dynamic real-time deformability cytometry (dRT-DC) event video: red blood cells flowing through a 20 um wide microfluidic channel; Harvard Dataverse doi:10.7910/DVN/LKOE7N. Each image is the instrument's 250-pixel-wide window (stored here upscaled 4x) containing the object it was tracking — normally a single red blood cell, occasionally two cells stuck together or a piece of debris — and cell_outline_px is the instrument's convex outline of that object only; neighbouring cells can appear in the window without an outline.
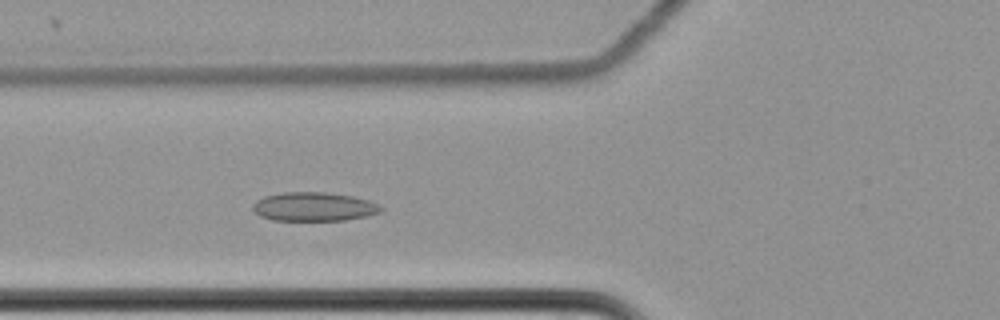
{"species": "common noctule bat (a hibernating species)", "species_latin": "Nyctalus noctula", "temperature_condition": "cold", "stored_images_in_passage": 55, "camera_frame_rate_fps": 3000, "um_per_image_px": 0.085, "animal": {"sex": "female", "body_mass_g": 22.7, "forearm_length_mm": 54.2}, "frame": {"image": 1, "passage_image": 18, "time_ms": 5.667, "image_size_px": [1000, 320], "cell_outline_px": [[384, 208], [380, 212], [368, 216], [344, 220], [272, 220], [260, 216], [252, 208], [252, 204], [256, 200], [264, 196], [284, 192], [324, 192], [352, 196], [368, 200], [380, 204]], "centroid_in_image_um": [26.69, 17.56], "position_along_channel_um": 99.1, "area_um2": 21.62}}
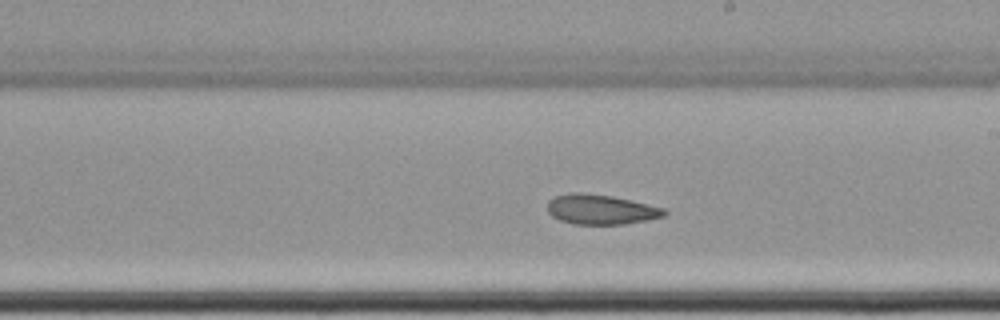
{"frame": {"image": 2, "passage_image": 30, "time_ms": 9.667, "image_size_px": [1000, 320], "cell_outline_px": [[668, 212], [664, 216], [648, 220], [624, 224], [572, 224], [560, 220], [552, 216], [548, 212], [548, 200], [556, 196], [568, 192], [580, 192], [612, 196], [632, 200], [664, 208]], "centroid_in_image_um": [51.07, 17.8], "position_along_channel_um": 237.9, "area_um2": 20.46}}
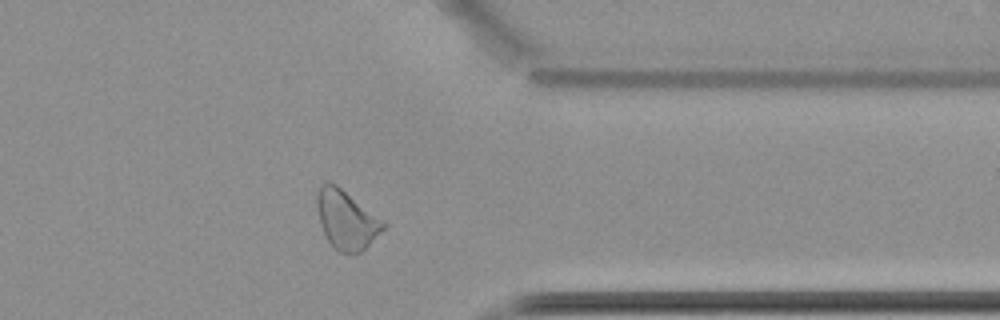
{"frame": {"image": 3, "passage_image": 43, "time_ms": 14.0, "image_size_px": [1000, 320], "cell_outline_px": [[388, 224], [360, 252], [340, 252], [332, 248], [320, 224], [316, 204], [316, 196], [320, 184], [336, 184], [384, 220]], "centroid_in_image_um": [29.43, 18.66], "position_along_channel_um": 382.0, "area_um2": 22.43}, "authors_computed_cell_mechanics": {"area_um2": 22.4264, "velocity_mm_per_s": 3.4711, "shape_relaxation_time_tau1_ms": null, "shape_relaxation_time_tau2_ms": 5.5419, "deformation_change_tau1": null, "deformation_change_tau2": 0.0991}}